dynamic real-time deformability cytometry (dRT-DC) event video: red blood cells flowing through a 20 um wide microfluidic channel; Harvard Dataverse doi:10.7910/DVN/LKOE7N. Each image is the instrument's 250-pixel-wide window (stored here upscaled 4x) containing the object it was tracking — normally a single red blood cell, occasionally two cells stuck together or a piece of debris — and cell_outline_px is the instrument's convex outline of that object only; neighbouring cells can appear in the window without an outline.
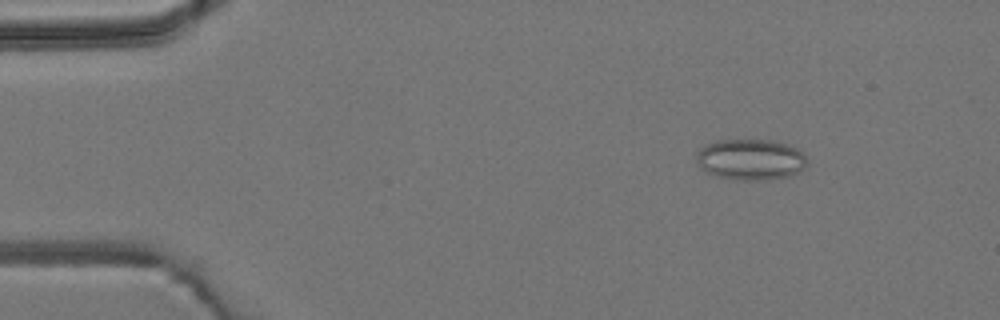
{"species": "common noctule bat (a hibernating species)", "species_latin": "Nyctalus noctula", "temperature_condition": "room temperature", "stored_images_in_passage": 5, "camera_frame_rate_fps": 3000, "um_per_image_px": 0.085, "animal": {"sex": "male", "body_mass_g": 19.2, "forearm_length_mm": 51.8}, "frame": {"image": 1, "passage_image": 2, "time_ms": 1.333, "image_size_px": [1000, 320], "cell_outline_px": [[808, 164], [800, 172], [788, 176], [756, 180], [736, 180], [716, 176], [700, 168], [696, 160], [696, 152], [700, 148], [716, 140], [772, 140], [796, 148], [808, 160]], "centroid_in_image_um": [63.78, 13.56], "position_along_channel_um": 21.2, "area_um2": 26.36}}
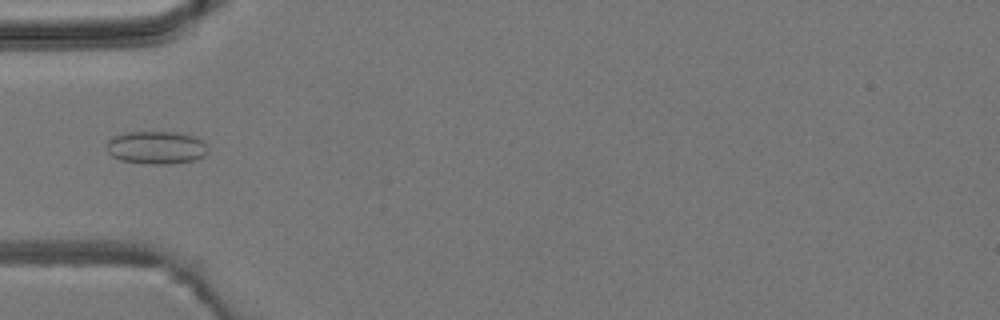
{"frame": {"image": 2, "passage_image": 5, "time_ms": 4.667, "image_size_px": [1000, 320], "cell_outline_px": [[208, 152], [204, 156], [192, 160], [172, 164], [144, 164], [120, 160], [112, 156], [108, 152], [108, 140], [112, 136], [128, 132], [184, 132], [196, 136], [204, 140], [208, 148]], "centroid_in_image_um": [13.33, 12.53], "position_along_channel_um": 71.7, "area_um2": 19.77}}